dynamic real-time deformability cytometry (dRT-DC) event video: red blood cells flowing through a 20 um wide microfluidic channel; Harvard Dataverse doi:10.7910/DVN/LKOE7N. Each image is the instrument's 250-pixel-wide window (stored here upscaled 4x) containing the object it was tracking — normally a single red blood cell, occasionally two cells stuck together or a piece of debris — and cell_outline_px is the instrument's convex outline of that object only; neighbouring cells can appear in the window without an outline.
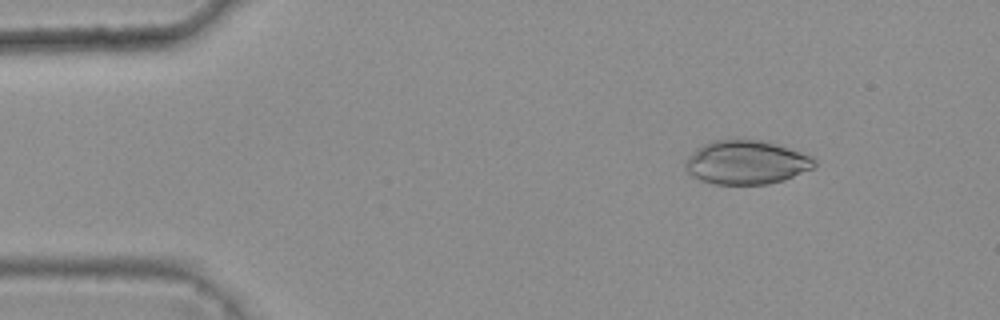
{"species": "common noctule bat (a hibernating species)", "species_latin": "Nyctalus noctula", "temperature_condition": "warm", "stored_images_in_passage": 46, "camera_frame_rate_fps": 3000, "um_per_image_px": 0.085, "animal": {"sex": "female", "body_mass_g": 25.1}, "frame": {"image": 1, "passage_image": 7, "time_ms": 2.0, "image_size_px": [1000, 320], "cell_outline_px": [[816, 168], [784, 180], [768, 184], [712, 184], [700, 180], [692, 176], [684, 168], [684, 164], [688, 156], [696, 148], [712, 140], [760, 140], [776, 144], [812, 156], [816, 160]], "centroid_in_image_um": [63.44, 13.81], "position_along_channel_um": 21.6, "area_um2": 33.12}}
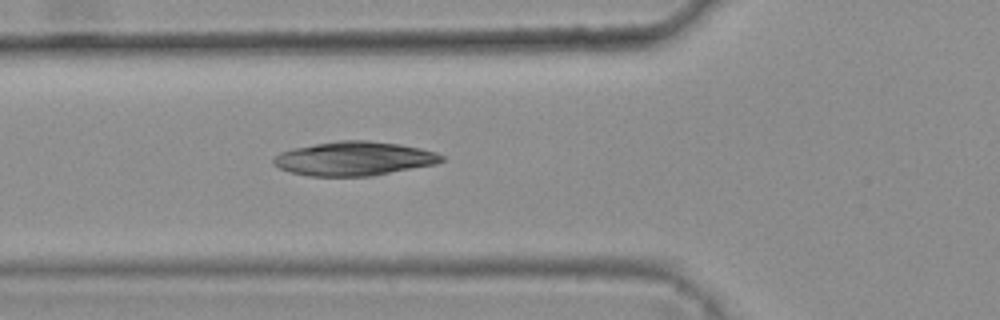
{"frame": {"image": 2, "passage_image": 19, "time_ms": 6.0, "image_size_px": [1000, 320], "cell_outline_px": [[444, 160], [436, 164], [372, 176], [308, 176], [292, 172], [280, 168], [272, 164], [272, 160], [280, 152], [292, 148], [340, 140], [368, 140], [400, 144], [420, 148], [436, 152], [444, 156]], "centroid_in_image_um": [30.11, 13.48], "position_along_channel_um": 95.7, "area_um2": 33.35}}
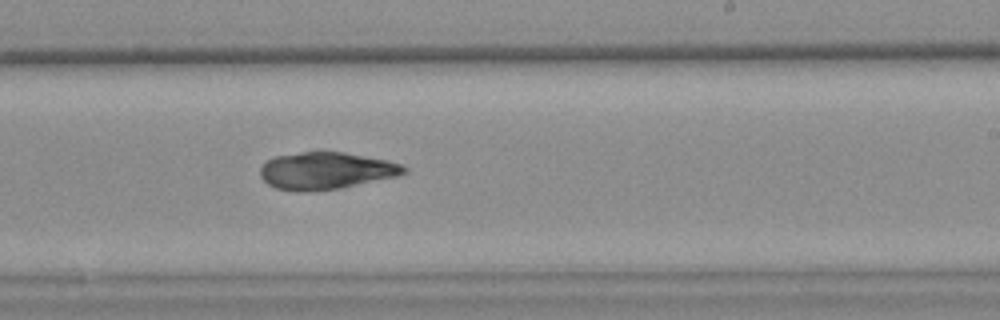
{"frame": {"image": 3, "passage_image": 32, "time_ms": 10.333, "image_size_px": [1000, 320], "cell_outline_px": [[408, 172], [400, 176], [340, 188], [304, 192], [300, 192], [276, 188], [268, 184], [260, 176], [260, 168], [268, 160], [276, 156], [300, 152], [344, 152], [388, 160], [400, 164], [408, 168]], "centroid_in_image_um": [27.75, 14.52], "position_along_channel_um": 261.3, "area_um2": 31.15}}